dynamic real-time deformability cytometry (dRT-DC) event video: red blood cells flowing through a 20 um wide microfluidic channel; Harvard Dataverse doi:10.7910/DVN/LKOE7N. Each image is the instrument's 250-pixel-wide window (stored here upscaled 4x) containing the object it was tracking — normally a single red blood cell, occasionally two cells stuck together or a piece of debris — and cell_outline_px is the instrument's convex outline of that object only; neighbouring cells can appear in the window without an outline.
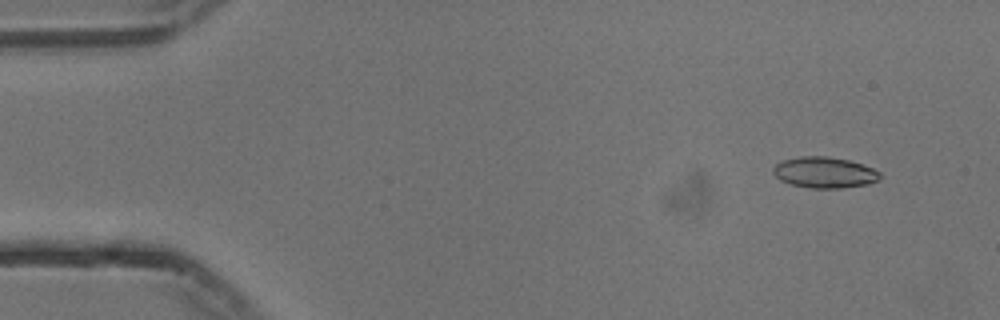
{"species": "common noctule bat (a hibernating species)", "species_latin": "Nyctalus noctula", "temperature_condition": "cold", "stored_images_in_passage": 53, "camera_frame_rate_fps": 3000, "um_per_image_px": 0.085, "animal": {"sex": "male", "body_mass_g": 13.3}, "frame": {"image": 1, "passage_image": 3, "time_ms": 0.667, "image_size_px": [1000, 320], "cell_outline_px": [[880, 180], [868, 184], [840, 188], [812, 188], [792, 184], [780, 180], [772, 172], [772, 168], [776, 164], [784, 160], [800, 156], [828, 156], [848, 160], [872, 168], [880, 172]], "centroid_in_image_um": [70.08, 14.66], "position_along_channel_um": 14.9, "area_um2": 19.19}}
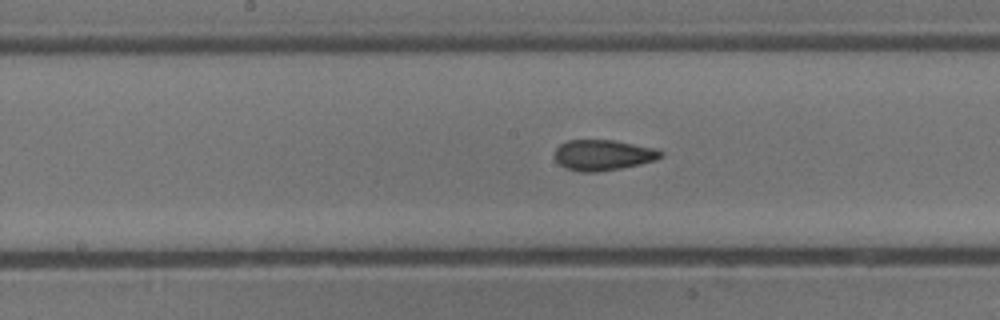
{"frame": {"image": 2, "passage_image": 26, "time_ms": 8.333, "image_size_px": [1000, 320], "cell_outline_px": [[664, 156], [656, 160], [640, 164], [620, 168], [596, 172], [580, 172], [564, 168], [556, 160], [556, 148], [560, 144], [568, 140], [612, 140], [652, 148], [664, 152]], "centroid_in_image_um": [51.25, 13.19], "position_along_channel_um": 196.9, "area_um2": 18.79}}
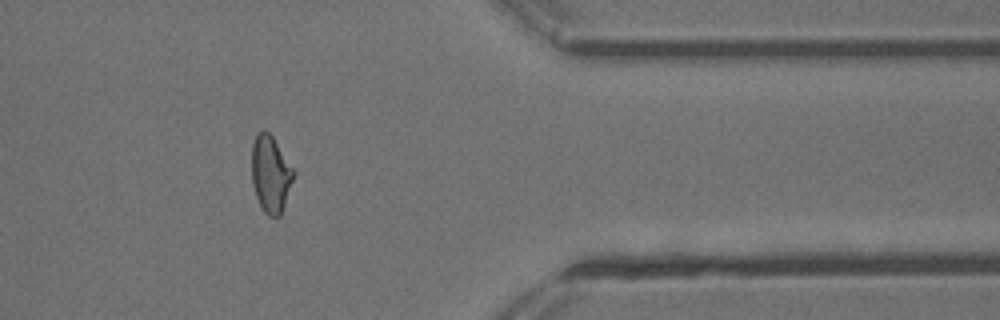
{"frame": {"image": 3, "passage_image": 43, "time_ms": 14.0, "image_size_px": [1000, 320], "cell_outline_px": [[296, 172], [280, 216], [268, 216], [264, 212], [256, 196], [252, 180], [252, 144], [256, 136], [264, 128], [272, 136]], "centroid_in_image_um": [23.01, 14.78], "position_along_channel_um": 388.4, "area_um2": 18.55}, "authors_computed_cell_mechanics": {"area_um2": 18.9584, "velocity_mm_per_s": 3.7449, "shape_relaxation_time_tau1_ms": 9.9164, "shape_relaxation_time_tau2_ms": 1.3797, "deformation_change_tau1": 0.2174, "deformation_change_tau2": 0.0647}}